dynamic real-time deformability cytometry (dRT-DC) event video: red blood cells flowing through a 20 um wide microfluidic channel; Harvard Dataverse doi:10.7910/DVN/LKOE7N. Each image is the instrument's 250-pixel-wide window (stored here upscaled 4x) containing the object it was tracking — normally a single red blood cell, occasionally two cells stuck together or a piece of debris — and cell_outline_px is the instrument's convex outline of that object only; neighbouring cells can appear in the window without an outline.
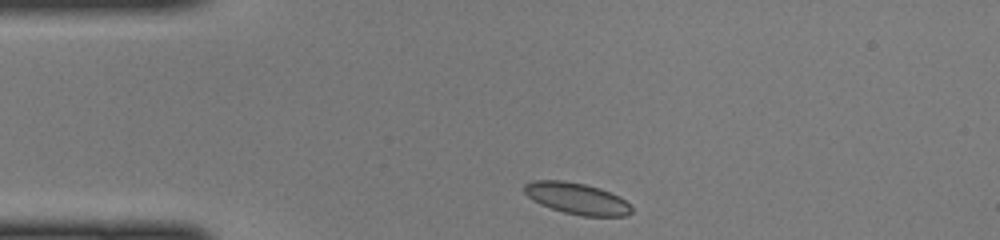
{"species": "common noctule bat (a hibernating species)", "species_latin": "Nyctalus noctula", "temperature_condition": "cold", "stored_images_in_passage": 38, "camera_frame_rate_fps": 3000, "um_per_image_px": 0.085, "animal": {"sex": "female", "body_mass_g": 22.0, "forearm_length_mm": 56.7}, "frame": {"image": 1, "passage_image": 1, "time_ms": 0.0, "image_size_px": [1000, 240], "cell_outline_px": [[632, 212], [624, 216], [580, 216], [564, 212], [540, 204], [532, 200], [524, 192], [524, 184], [532, 180], [564, 180], [584, 184], [600, 188], [620, 196], [632, 208]], "centroid_in_image_um": [49.01, 16.86], "position_along_channel_um": 36.0, "area_um2": 19.65}}
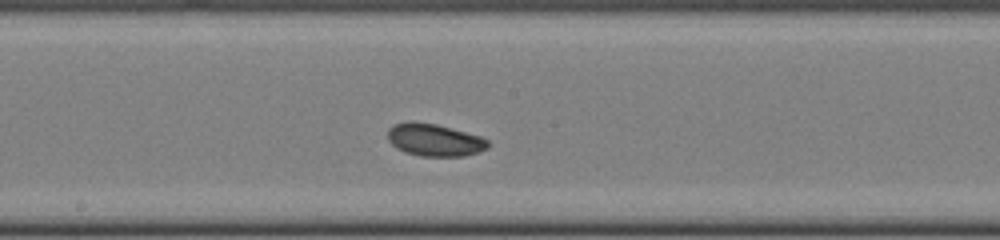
{"frame": {"image": 2, "passage_image": 16, "time_ms": 5.0, "image_size_px": [1000, 240], "cell_outline_px": [[488, 148], [480, 152], [464, 156], [420, 156], [404, 152], [396, 148], [388, 140], [388, 128], [392, 124], [408, 120], [412, 120], [436, 124], [480, 136], [488, 140]], "centroid_in_image_um": [36.89, 11.88], "position_along_channel_um": 211.3, "area_um2": 19.19}}
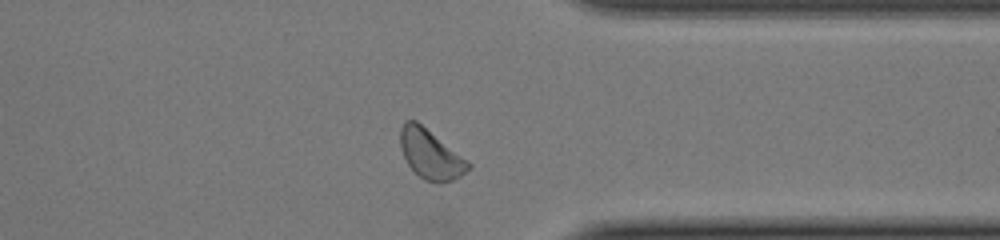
{"frame": {"image": 3, "passage_image": 28, "time_ms": 9.0, "image_size_px": [1000, 240], "cell_outline_px": [[472, 168], [460, 176], [452, 180], [440, 184], [436, 184], [424, 180], [408, 164], [400, 148], [400, 128], [404, 120], [416, 120], [468, 160], [472, 164]], "centroid_in_image_um": [36.61, 13.12], "position_along_channel_um": 374.8, "area_um2": 19.71}}